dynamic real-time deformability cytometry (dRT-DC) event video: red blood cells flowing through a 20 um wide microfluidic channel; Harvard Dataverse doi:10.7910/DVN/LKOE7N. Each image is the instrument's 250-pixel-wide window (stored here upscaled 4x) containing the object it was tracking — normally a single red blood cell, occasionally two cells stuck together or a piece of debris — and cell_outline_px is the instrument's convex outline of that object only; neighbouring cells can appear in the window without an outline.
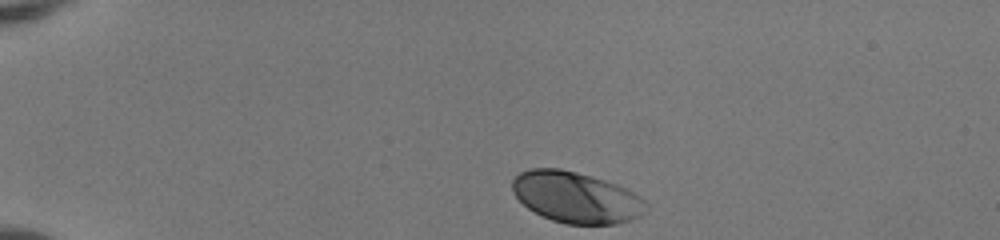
{"species": "human", "species_latin": "Homo sapiens", "temperature_condition": "room temperature", "stored_images_in_passage": 36, "camera_frame_rate_fps": 3000, "um_per_image_px": 0.085, "donor": {"sex": "female"}, "frame": {"image": 1, "passage_image": 1, "time_ms": 0.0, "image_size_px": [1000, 240], "cell_outline_px": [[648, 208], [640, 216], [632, 220], [616, 224], [564, 224], [552, 220], [528, 208], [512, 192], [512, 180], [520, 172], [532, 168], [560, 168], [592, 176], [616, 184], [640, 196], [648, 204]], "centroid_in_image_um": [48.98, 16.77], "position_along_channel_um": 36.0, "area_um2": 39.77}}
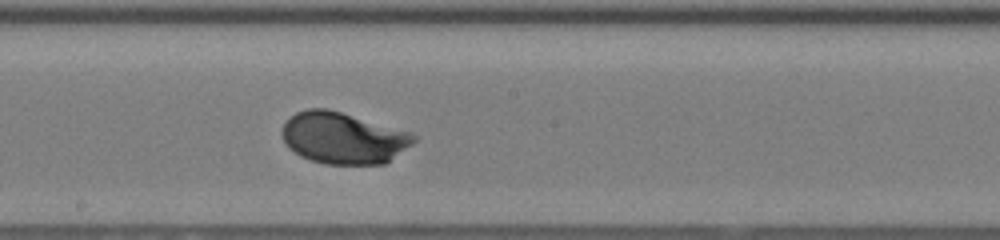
{"frame": {"image": 2, "passage_image": 20, "time_ms": 6.333, "image_size_px": [1000, 240], "cell_outline_px": [[416, 140], [412, 144], [384, 164], [324, 164], [300, 156], [288, 148], [280, 132], [280, 128], [296, 112], [308, 108], [328, 108], [408, 132], [416, 136]], "centroid_in_image_um": [29.12, 11.73], "position_along_channel_um": 219.1, "area_um2": 39.25}}
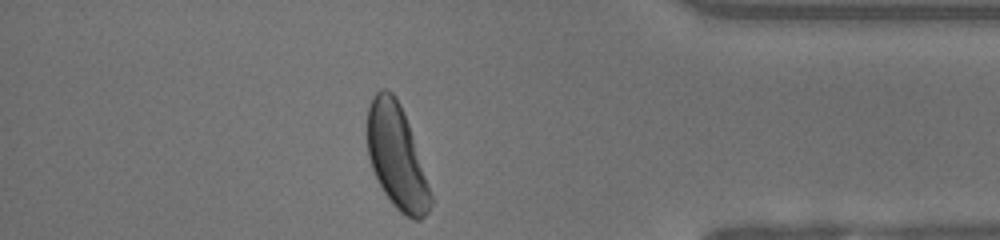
{"frame": {"image": 3, "passage_image": 35, "time_ms": 11.333, "image_size_px": [1000, 240], "cell_outline_px": [[432, 204], [428, 212], [420, 220], [412, 220], [404, 216], [392, 204], [384, 192], [372, 168], [368, 156], [368, 108], [372, 96], [380, 88], [388, 88], [396, 96], [400, 104], [408, 124], [432, 196]], "centroid_in_image_um": [33.71, 13.33], "position_along_channel_um": 401.5, "area_um2": 37.86}, "authors_computed_cell_mechanics": {"area_um2": 38.8705, "velocity_mm_per_s": 4.0624, "shape_relaxation_time_tau1_ms": 2.1255, "shape_relaxation_time_tau2_ms": null, "deformation_change_tau1": 0.1461, "deformation_change_tau2": null}}